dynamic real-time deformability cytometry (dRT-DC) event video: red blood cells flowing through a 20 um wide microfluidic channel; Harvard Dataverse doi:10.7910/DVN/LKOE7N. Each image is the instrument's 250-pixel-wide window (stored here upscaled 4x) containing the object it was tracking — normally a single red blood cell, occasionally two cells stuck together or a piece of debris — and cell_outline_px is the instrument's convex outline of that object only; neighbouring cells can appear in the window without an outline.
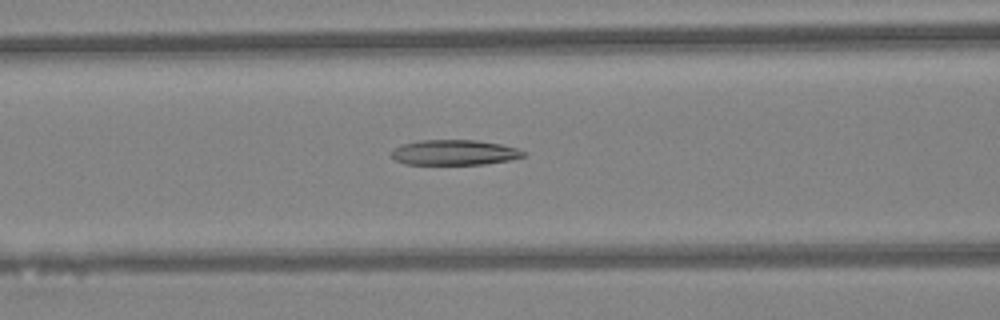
{"species": "Egyptian fruit bat (a non-hibernating species)", "species_latin": "Rousettus aegyptiacus", "temperature_condition": "warm", "stored_images_in_passage": 47, "camera_frame_rate_fps": 3000, "um_per_image_px": 0.085, "animal": {"sex": "female"}, "frame": {"image": 1, "passage_image": 20, "time_ms": 6.333, "image_size_px": [1000, 320], "cell_outline_px": [[524, 156], [512, 160], [484, 164], [404, 164], [396, 160], [392, 156], [392, 152], [396, 148], [404, 144], [420, 140], [476, 140], [500, 144], [516, 148], [524, 152]], "centroid_in_image_um": [38.64, 12.96], "position_along_channel_um": 128.0, "area_um2": 19.19}}
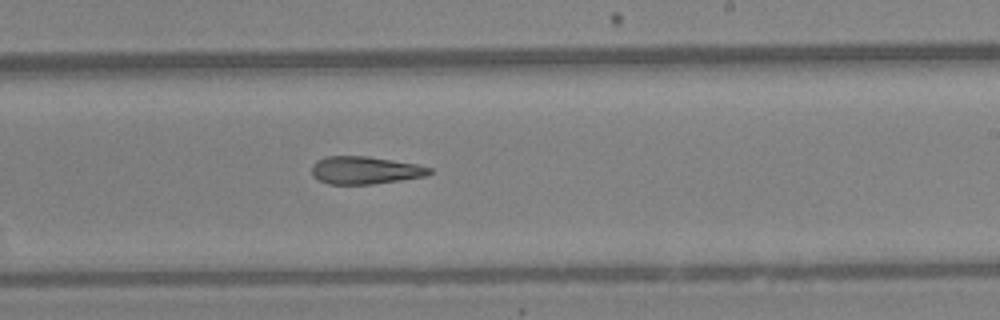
{"frame": {"image": 2, "passage_image": 29, "time_ms": 9.333, "image_size_px": [1000, 320], "cell_outline_px": [[432, 172], [428, 176], [372, 184], [328, 184], [320, 180], [312, 172], [312, 164], [324, 156], [368, 156], [416, 164], [432, 168]], "centroid_in_image_um": [31.06, 14.46], "position_along_channel_um": 257.9, "area_um2": 18.9}}
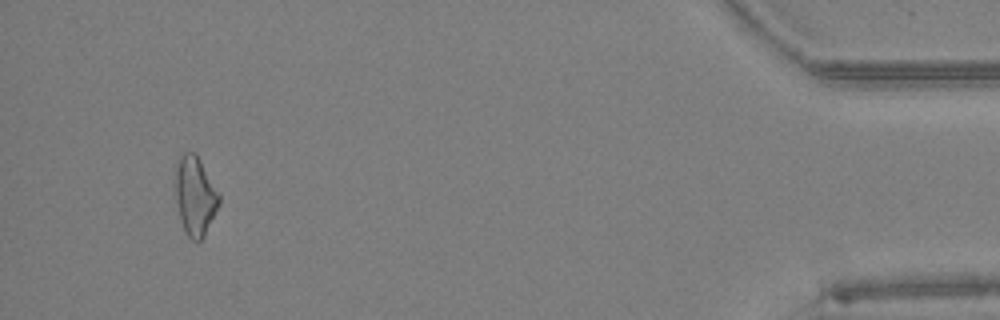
{"frame": {"image": 3, "passage_image": 45, "time_ms": 14.667, "image_size_px": [1000, 320], "cell_outline_px": [[220, 204], [204, 236], [200, 240], [192, 240], [184, 232], [180, 220], [172, 192], [176, 160], [184, 152], [196, 152], [220, 192]], "centroid_in_image_um": [16.54, 16.6], "position_along_channel_um": 418.7, "area_um2": 21.15}}